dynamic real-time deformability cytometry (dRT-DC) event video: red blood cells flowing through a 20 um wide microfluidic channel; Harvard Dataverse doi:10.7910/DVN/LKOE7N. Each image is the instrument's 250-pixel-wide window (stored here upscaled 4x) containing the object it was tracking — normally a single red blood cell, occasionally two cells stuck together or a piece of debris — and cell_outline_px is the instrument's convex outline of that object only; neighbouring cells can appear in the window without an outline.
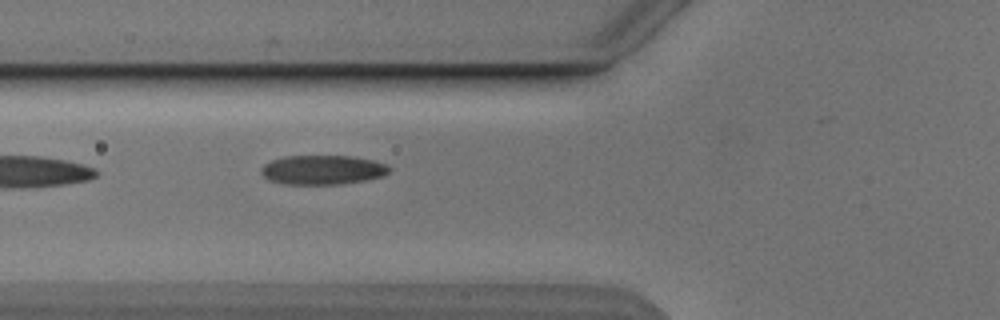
{"species": "Egyptian fruit bat (a non-hibernating species)", "species_latin": "Rousettus aegyptiacus", "temperature_condition": "cold", "stored_images_in_passage": 6, "camera_frame_rate_fps": 3000, "um_per_image_px": 0.085, "animal": {"sex": "male"}, "frame": {"image": 1, "passage_image": 6, "time_ms": 6.0, "image_size_px": [1000, 320], "cell_outline_px": [[392, 168], [388, 172], [380, 176], [364, 180], [340, 184], [284, 184], [268, 180], [260, 172], [260, 168], [264, 164], [272, 160], [284, 156], [356, 156], [388, 164]], "centroid_in_image_um": [27.4, 14.43], "position_along_channel_um": 98.4, "area_um2": 21.96}}